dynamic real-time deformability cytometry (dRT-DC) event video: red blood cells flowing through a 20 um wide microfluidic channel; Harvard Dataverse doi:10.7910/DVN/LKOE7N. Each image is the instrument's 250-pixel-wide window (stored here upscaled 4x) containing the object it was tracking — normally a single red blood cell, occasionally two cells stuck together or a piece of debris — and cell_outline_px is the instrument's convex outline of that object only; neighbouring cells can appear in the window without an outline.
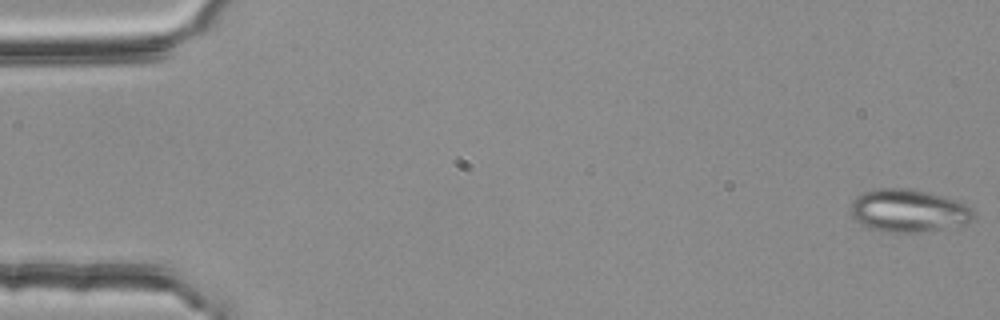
{"species": "common noctule bat (a hibernating species)", "species_latin": "Nyctalus noctula", "temperature_condition": "room temperature", "stored_images_in_passage": 54, "camera_frame_rate_fps": 3000, "um_per_image_px": 0.085, "animal": {"sex": "female", "body_mass_g": 25.1}, "frame": {"image": 1, "passage_image": 1, "time_ms": 0.0, "image_size_px": [1000, 320], "cell_outline_px": [[972, 220], [968, 224], [920, 232], [880, 232], [868, 228], [860, 224], [852, 216], [852, 200], [856, 196], [864, 192], [876, 188], [908, 188], [940, 196], [964, 204], [972, 208]], "centroid_in_image_um": [77.16, 17.92], "position_along_channel_um": 7.8, "area_um2": 30.4}}
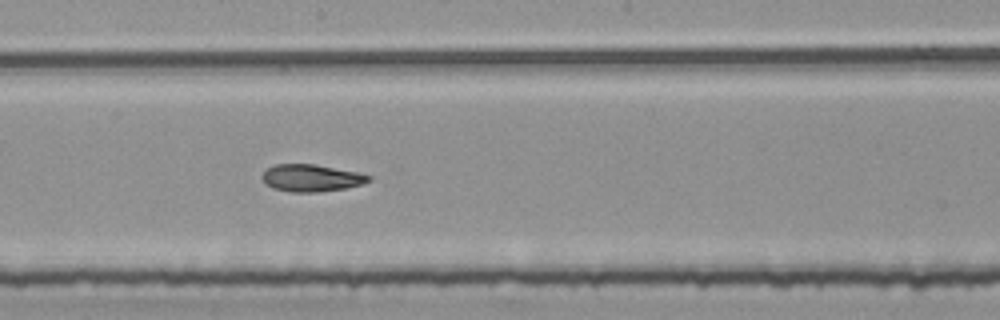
{"frame": {"image": 2, "passage_image": 30, "time_ms": 9.667, "image_size_px": [1000, 320], "cell_outline_px": [[372, 180], [364, 184], [344, 188], [320, 192], [292, 192], [272, 188], [264, 184], [260, 176], [268, 168], [276, 164], [316, 164], [356, 172], [372, 176]], "centroid_in_image_um": [26.45, 15.13], "position_along_channel_um": 221.8, "area_um2": 16.99}}
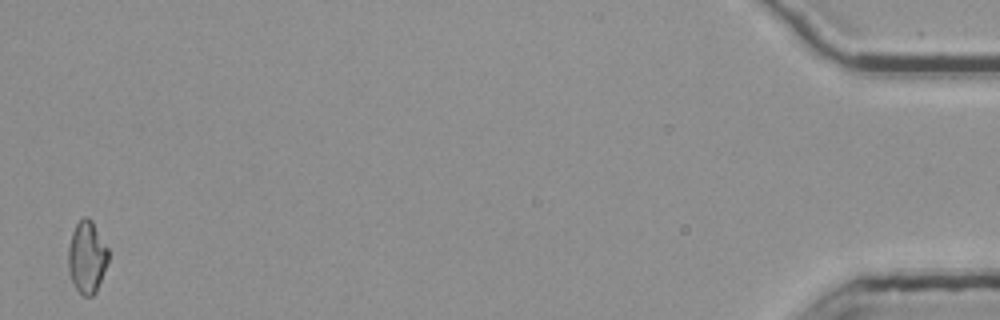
{"frame": {"image": 3, "passage_image": 54, "time_ms": 17.667, "image_size_px": [1000, 320], "cell_outline_px": [[108, 264], [96, 292], [92, 296], [84, 296], [76, 288], [68, 272], [68, 248], [72, 232], [76, 224], [84, 216], [88, 216], [92, 220], [108, 248]], "centroid_in_image_um": [7.4, 21.85], "position_along_channel_um": 427.8, "area_um2": 16.94}}